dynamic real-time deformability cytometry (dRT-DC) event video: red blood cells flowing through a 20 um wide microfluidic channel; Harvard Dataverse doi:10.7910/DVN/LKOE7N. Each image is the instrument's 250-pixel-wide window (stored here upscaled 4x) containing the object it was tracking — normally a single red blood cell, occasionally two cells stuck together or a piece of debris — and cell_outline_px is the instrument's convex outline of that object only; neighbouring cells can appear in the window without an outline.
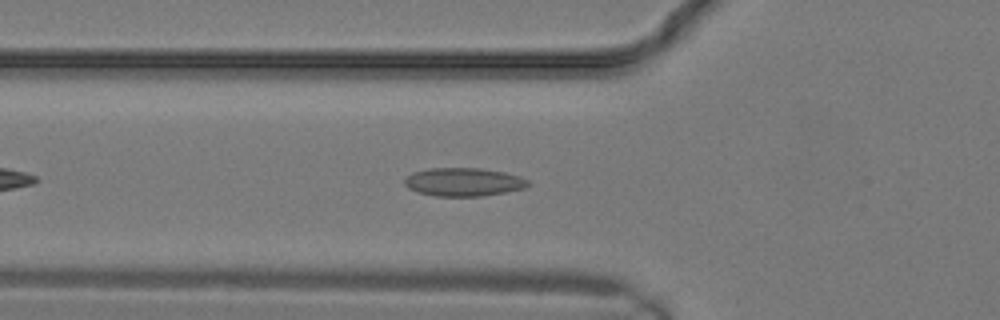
{"species": "common noctule bat (a hibernating species)", "species_latin": "Nyctalus noctula", "temperature_condition": "warm", "stored_images_in_passage": 12, "camera_frame_rate_fps": 3000, "um_per_image_px": 0.085, "animal": {"sex": "male", "body_mass_g": 19.2, "forearm_length_mm": 51.8}, "frame": {"image": 1, "passage_image": 10, "time_ms": 3.0, "image_size_px": [1000, 320], "cell_outline_px": [[532, 184], [524, 188], [504, 192], [480, 196], [436, 196], [416, 192], [408, 188], [404, 184], [404, 180], [412, 172], [428, 168], [480, 168], [504, 172], [520, 176], [528, 180]], "centroid_in_image_um": [39.39, 15.46], "position_along_channel_um": 86.4, "area_um2": 20.46}}
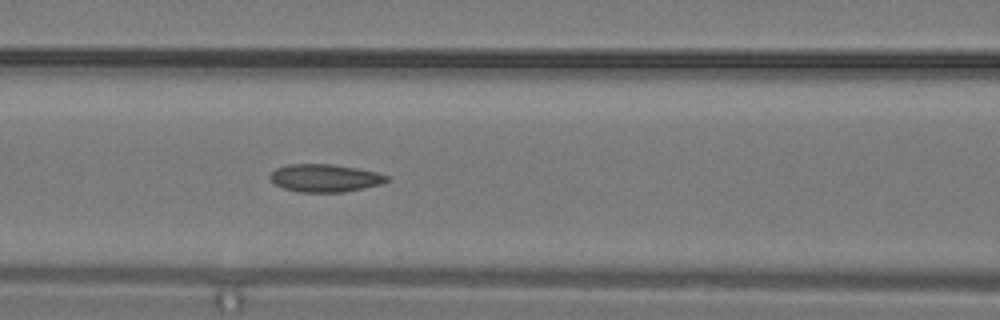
{"frame": {"image": 2, "passage_image": 12, "time_ms": 3.667, "image_size_px": [1000, 320], "cell_outline_px": [[388, 180], [380, 184], [364, 188], [344, 192], [300, 192], [284, 188], [276, 184], [268, 176], [276, 168], [288, 164], [332, 164], [356, 168], [376, 172], [388, 176]], "centroid_in_image_um": [27.6, 15.13], "position_along_channel_um": 139.0, "area_um2": 18.73}}